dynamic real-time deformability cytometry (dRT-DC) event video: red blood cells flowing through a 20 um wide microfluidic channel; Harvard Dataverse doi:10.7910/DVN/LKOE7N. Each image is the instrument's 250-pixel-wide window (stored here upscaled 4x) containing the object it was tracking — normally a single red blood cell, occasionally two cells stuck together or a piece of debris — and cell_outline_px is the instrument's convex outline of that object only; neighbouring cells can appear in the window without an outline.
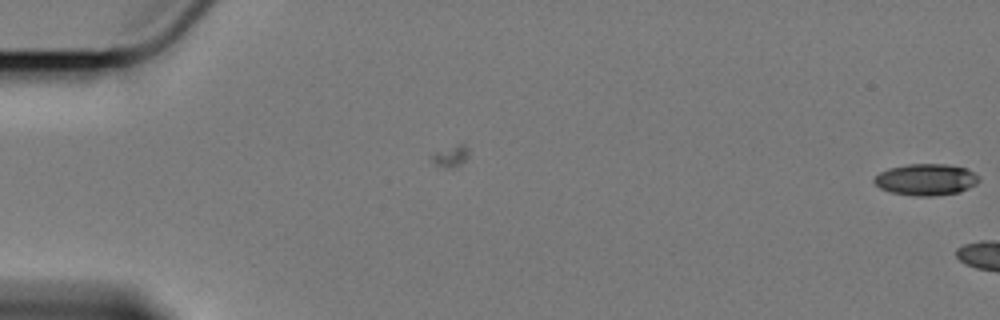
{"species": "Egyptian fruit bat (a non-hibernating species)", "species_latin": "Rousettus aegyptiacus", "temperature_condition": "cold", "stored_images_in_passage": 5, "camera_frame_rate_fps": 3000, "um_per_image_px": 0.085, "animal": {"sex": "female"}, "frame": {"image": 1, "passage_image": 5, "time_ms": 1.333, "image_size_px": [1000, 320], "cell_outline_px": [[980, 180], [976, 184], [960, 192], [936, 196], [916, 196], [892, 192], [880, 188], [872, 180], [880, 172], [888, 168], [908, 164], [948, 164], [964, 168], [972, 172]], "centroid_in_image_um": [78.69, 15.26], "position_along_channel_um": 6.3, "area_um2": 19.13}}